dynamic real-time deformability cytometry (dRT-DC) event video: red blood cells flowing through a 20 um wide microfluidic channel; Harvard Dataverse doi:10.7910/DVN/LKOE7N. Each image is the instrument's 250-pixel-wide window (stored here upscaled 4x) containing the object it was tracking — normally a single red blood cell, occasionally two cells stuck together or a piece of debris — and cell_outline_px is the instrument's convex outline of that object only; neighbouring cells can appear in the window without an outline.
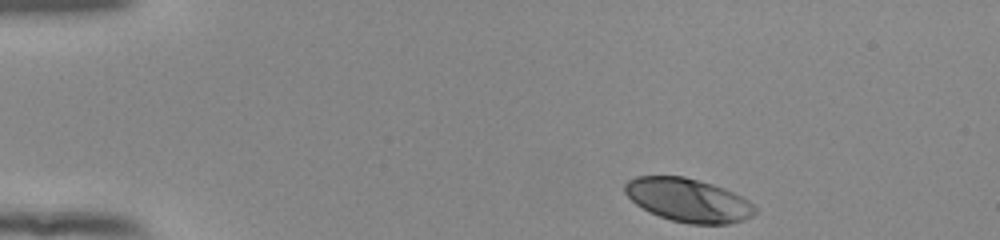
{"species": "human", "species_latin": "Homo sapiens", "temperature_condition": "room temperature", "stored_images_in_passage": 41, "camera_frame_rate_fps": 3000, "um_per_image_px": 0.085, "donor": {"sex": "female"}, "frame": {"image": 1, "passage_image": 1, "time_ms": 0.0, "image_size_px": [1000, 240], "cell_outline_px": [[756, 212], [752, 216], [744, 220], [728, 224], [688, 224], [672, 220], [660, 216], [636, 204], [624, 192], [624, 184], [628, 180], [636, 176], [684, 176], [712, 184], [724, 188], [748, 200], [756, 208]], "centroid_in_image_um": [58.5, 17.01], "position_along_channel_um": 26.5, "area_um2": 32.77}}
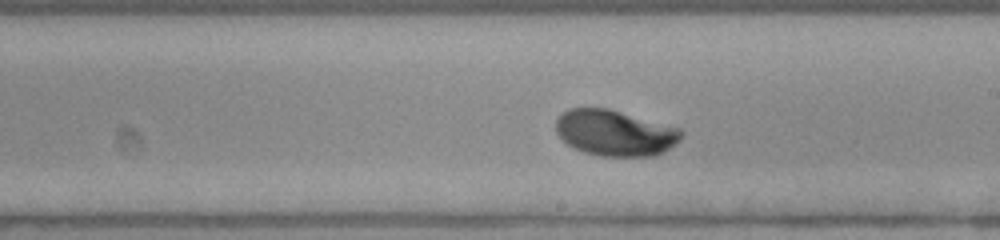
{"frame": {"image": 2, "passage_image": 24, "time_ms": 7.667, "image_size_px": [1000, 240], "cell_outline_px": [[684, 132], [680, 140], [676, 144], [664, 152], [652, 156], [600, 156], [584, 152], [572, 148], [556, 132], [556, 120], [568, 108], [608, 108], [680, 128]], "centroid_in_image_um": [52.29, 11.3], "position_along_channel_um": 236.7, "area_um2": 33.58}}
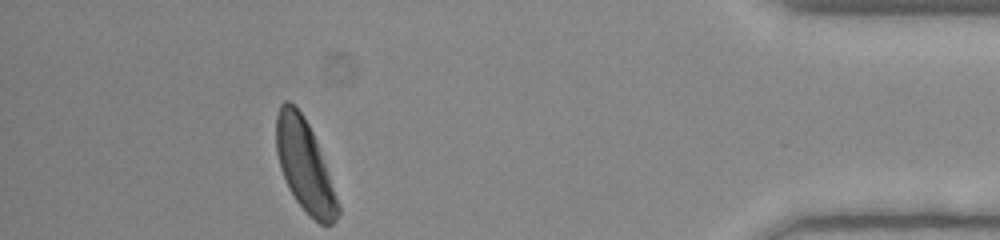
{"frame": {"image": 3, "passage_image": 41, "time_ms": 13.333, "image_size_px": [1000, 240], "cell_outline_px": [[340, 212], [336, 220], [332, 224], [320, 224], [296, 200], [288, 188], [280, 168], [276, 152], [276, 116], [280, 104], [284, 100], [288, 100], [300, 112], [308, 124], [316, 140], [328, 172], [340, 208]], "centroid_in_image_um": [25.87, 14.06], "position_along_channel_um": 409.3, "area_um2": 32.31}, "authors_computed_cell_mechanics": {"area_um2": 32.8882, "velocity_mm_per_s": 3.863, "shape_relaxation_time_tau1_ms": 2.5263, "shape_relaxation_time_tau2_ms": null, "deformation_change_tau1": 0.1472, "deformation_change_tau2": null}}